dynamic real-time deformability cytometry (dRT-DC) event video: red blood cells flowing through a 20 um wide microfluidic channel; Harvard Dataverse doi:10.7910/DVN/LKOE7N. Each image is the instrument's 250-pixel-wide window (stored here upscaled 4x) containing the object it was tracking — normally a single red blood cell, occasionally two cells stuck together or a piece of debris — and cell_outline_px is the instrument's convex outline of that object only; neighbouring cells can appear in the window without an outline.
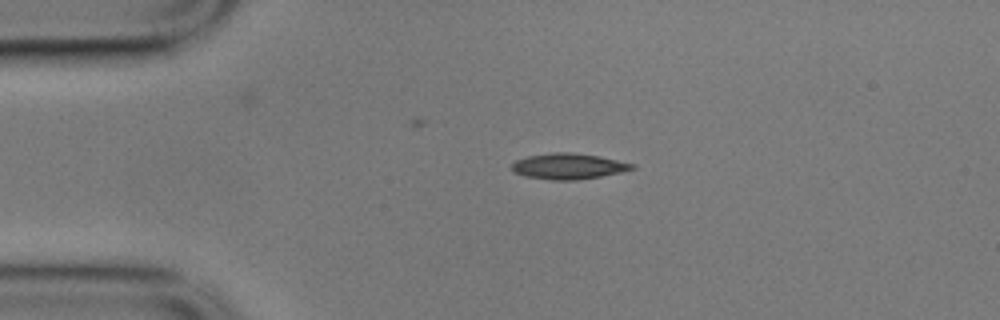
{"species": "common noctule bat (a hibernating species)", "species_latin": "Nyctalus noctula", "temperature_condition": "cold", "stored_images_in_passage": 46, "camera_frame_rate_fps": 3000, "um_per_image_px": 0.085, "animal": {"sex": "male", "body_mass_g": 17.9}, "frame": {"image": 1, "passage_image": 1, "time_ms": 0.0, "image_size_px": [1000, 320], "cell_outline_px": [[636, 168], [620, 172], [600, 176], [576, 180], [552, 180], [524, 176], [512, 172], [512, 164], [516, 160], [528, 156], [552, 152], [568, 152], [600, 156], [636, 164]], "centroid_in_image_um": [48.31, 14.13], "position_along_channel_um": 36.7, "area_um2": 18.09}}
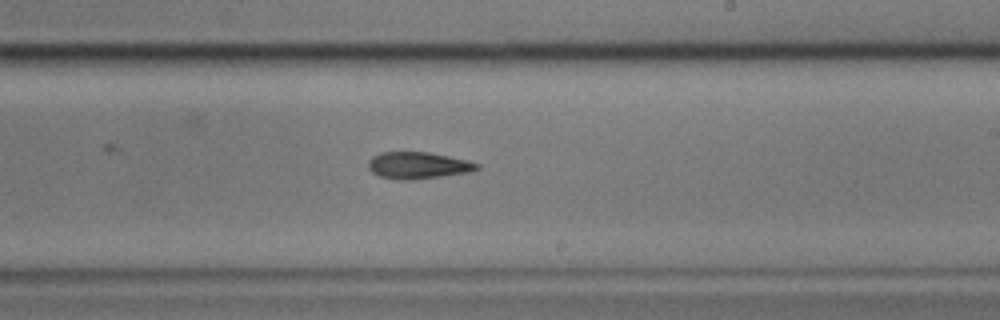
{"frame": {"image": 2, "passage_image": 22, "time_ms": 7.0, "image_size_px": [1000, 320], "cell_outline_px": [[480, 168], [468, 172], [412, 180], [400, 180], [380, 176], [372, 172], [368, 168], [368, 160], [372, 156], [380, 152], [428, 152], [468, 160], [480, 164]], "centroid_in_image_um": [35.51, 14.05], "position_along_channel_um": 253.5, "area_um2": 16.94}}
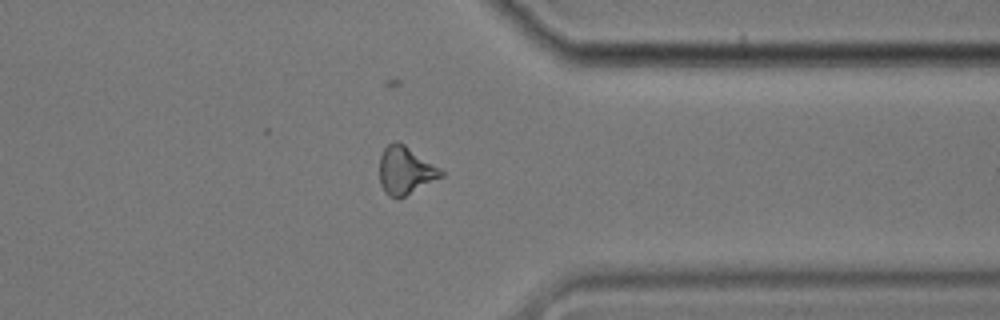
{"frame": {"image": 3, "passage_image": 33, "time_ms": 10.667, "image_size_px": [1000, 320], "cell_outline_px": [[444, 176], [404, 196], [388, 196], [384, 192], [380, 184], [380, 156], [384, 148], [388, 144], [404, 144], [440, 168], [444, 172]], "centroid_in_image_um": [34.46, 14.5], "position_along_channel_um": 376.9, "area_um2": 16.7}, "authors_computed_cell_mechanics": {"area_um2": 17.051, "velocity_mm_per_s": 3.5312, "shape_relaxation_time_tau1_ms": 7.8868, "shape_relaxation_time_tau2_ms": null, "deformation_change_tau1": 0.1846, "deformation_change_tau2": null}}